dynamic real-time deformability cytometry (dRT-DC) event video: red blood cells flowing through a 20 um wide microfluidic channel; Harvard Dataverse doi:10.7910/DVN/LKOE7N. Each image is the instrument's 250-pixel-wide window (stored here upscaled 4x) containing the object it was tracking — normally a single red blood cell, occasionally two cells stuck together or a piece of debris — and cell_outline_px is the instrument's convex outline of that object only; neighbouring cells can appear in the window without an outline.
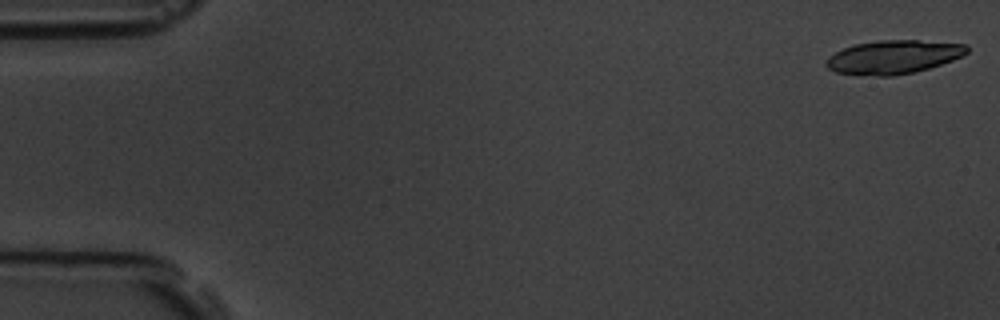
{"species": "common noctule bat (a hibernating species)", "species_latin": "Nyctalus noctula", "temperature_condition": "room temperature", "stored_images_in_passage": 7, "camera_frame_rate_fps": 3000, "um_per_image_px": 0.085, "animal": {"sex": "male", "body_mass_g": 19.5, "forearm_length_mm": 54.6}, "frame": {"image": 1, "passage_image": 1, "time_ms": 0.0, "image_size_px": [1000, 320], "cell_outline_px": [[968, 52], [952, 60], [928, 68], [912, 72], [892, 76], [876, 76], [836, 72], [828, 68], [824, 64], [828, 56], [844, 48], [856, 44], [880, 40], [920, 40], [968, 44]], "centroid_in_image_um": [75.94, 4.84], "position_along_channel_um": 9.1, "area_um2": 27.34}}
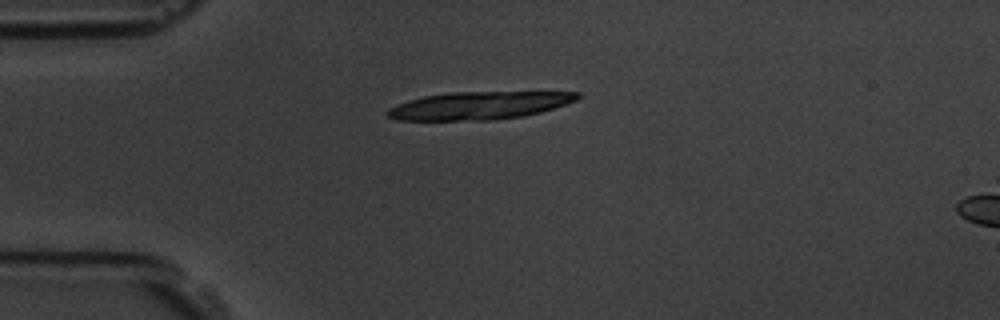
{"frame": {"image": 2, "passage_image": 5, "time_ms": 4.333, "image_size_px": [1000, 320], "cell_outline_px": [[580, 96], [576, 100], [540, 112], [524, 116], [492, 120], [396, 120], [388, 116], [384, 112], [388, 108], [408, 100], [424, 96], [448, 92], [580, 92]], "centroid_in_image_um": [40.67, 8.97], "position_along_channel_um": 44.3, "area_um2": 30.63}}